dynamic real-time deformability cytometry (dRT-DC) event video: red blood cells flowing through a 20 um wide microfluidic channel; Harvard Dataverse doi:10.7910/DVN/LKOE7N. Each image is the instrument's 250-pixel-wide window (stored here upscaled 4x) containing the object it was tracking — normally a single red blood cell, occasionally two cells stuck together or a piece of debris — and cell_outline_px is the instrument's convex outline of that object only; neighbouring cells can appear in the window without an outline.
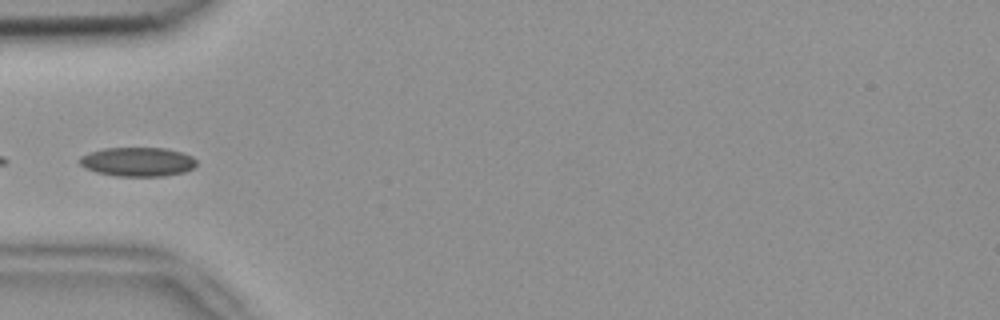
{"species": "common noctule bat (a hibernating species)", "species_latin": "Nyctalus noctula", "temperature_condition": "room temperature", "stored_images_in_passage": 6, "camera_frame_rate_fps": 3000, "um_per_image_px": 0.085, "animal": {"sex": "female", "body_mass_g": 18.4}, "frame": {"image": 1, "passage_image": 5, "time_ms": 1.333, "image_size_px": [1000, 320], "cell_outline_px": [[196, 164], [192, 168], [184, 172], [164, 176], [116, 176], [96, 172], [84, 168], [76, 160], [80, 156], [104, 148], [164, 148], [180, 152], [192, 156], [196, 160]], "centroid_in_image_um": [11.66, 13.76], "position_along_channel_um": 73.3, "area_um2": 19.83}}